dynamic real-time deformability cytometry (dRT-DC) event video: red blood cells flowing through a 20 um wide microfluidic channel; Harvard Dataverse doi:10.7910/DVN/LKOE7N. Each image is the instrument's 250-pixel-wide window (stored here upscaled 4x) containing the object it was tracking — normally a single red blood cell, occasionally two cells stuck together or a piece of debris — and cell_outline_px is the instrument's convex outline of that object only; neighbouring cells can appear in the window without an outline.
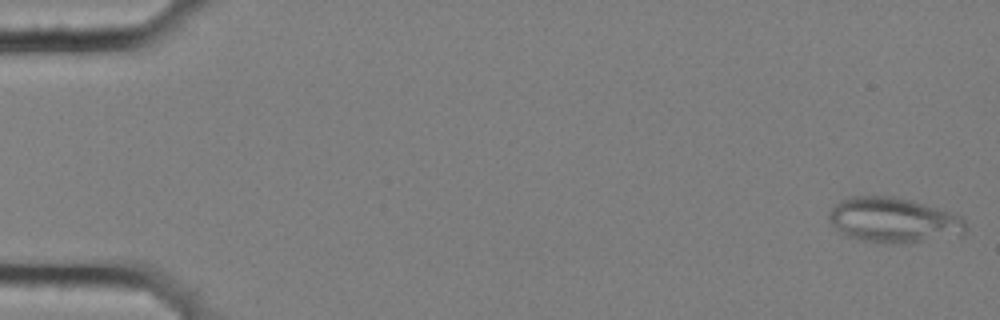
{"species": "common noctule bat (a hibernating species)", "species_latin": "Nyctalus noctula", "temperature_condition": "cold", "stored_images_in_passage": 5, "camera_frame_rate_fps": 3000, "um_per_image_px": 0.085, "animal": {"sex": "female", "body_mass_g": 25.1}, "frame": {"image": 1, "passage_image": 1, "time_ms": 0.0, "image_size_px": [1000, 320], "cell_outline_px": [[968, 228], [960, 236], [892, 244], [856, 240], [844, 236], [832, 224], [828, 216], [828, 212], [832, 204], [848, 196], [892, 196], [924, 204], [960, 216], [964, 220]], "centroid_in_image_um": [75.88, 18.72], "position_along_channel_um": 9.1, "area_um2": 36.13}}